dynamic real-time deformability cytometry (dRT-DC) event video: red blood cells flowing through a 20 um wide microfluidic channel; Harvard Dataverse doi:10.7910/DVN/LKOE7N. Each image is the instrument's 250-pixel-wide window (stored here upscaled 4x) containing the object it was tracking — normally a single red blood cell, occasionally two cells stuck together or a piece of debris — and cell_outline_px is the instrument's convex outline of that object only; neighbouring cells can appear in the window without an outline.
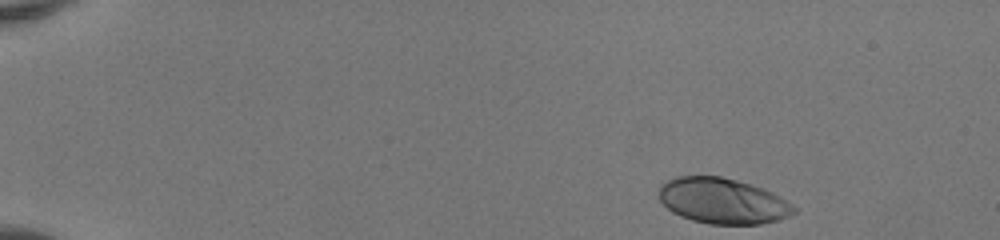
{"species": "human", "species_latin": "Homo sapiens", "temperature_condition": "room temperature", "stored_images_in_passage": 45, "camera_frame_rate_fps": 3000, "um_per_image_px": 0.085, "donor": {"sex": "female"}, "frame": {"image": 1, "passage_image": 1, "time_ms": 0.0, "image_size_px": [1000, 240], "cell_outline_px": [[796, 212], [788, 216], [776, 220], [760, 224], [708, 224], [692, 220], [680, 216], [672, 212], [660, 200], [660, 184], [676, 176], [720, 176], [752, 184], [764, 188], [772, 192], [792, 204], [796, 208]], "centroid_in_image_um": [61.42, 17.07], "position_along_channel_um": 23.6, "area_um2": 35.84}}
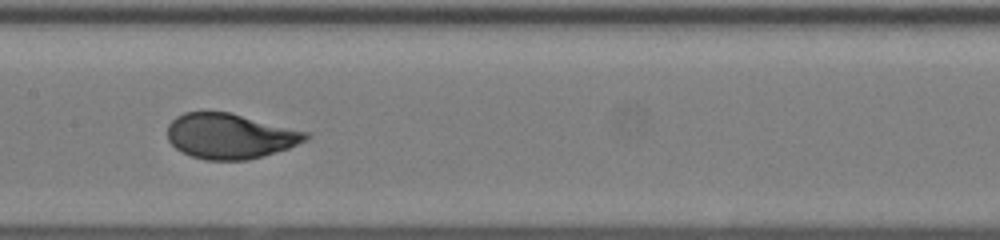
{"frame": {"image": 2, "passage_image": 22, "time_ms": 7.0, "image_size_px": [1000, 240], "cell_outline_px": [[312, 136], [308, 140], [288, 148], [248, 160], [204, 160], [180, 152], [168, 140], [168, 124], [176, 116], [184, 112], [232, 112], [308, 132]], "centroid_in_image_um": [19.56, 11.56], "position_along_channel_um": 187.8, "area_um2": 36.65}}
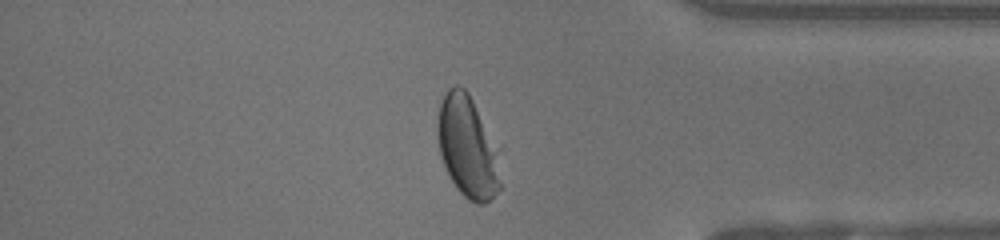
{"frame": {"image": 3, "passage_image": 38, "time_ms": 12.333, "image_size_px": [1000, 240], "cell_outline_px": [[500, 188], [484, 204], [476, 204], [468, 200], [456, 188], [440, 156], [436, 136], [436, 128], [440, 104], [448, 88], [456, 84], [464, 88], [468, 92], [500, 148]], "centroid_in_image_um": [39.76, 12.48], "position_along_channel_um": 395.4, "area_um2": 37.86}, "authors_computed_cell_mechanics": {"area_um2": 36.7608, "velocity_mm_per_s": 4.1319, "shape_relaxation_time_tau1_ms": 3.056, "shape_relaxation_time_tau2_ms": null, "deformation_change_tau1": 0.1878, "deformation_change_tau2": null}}